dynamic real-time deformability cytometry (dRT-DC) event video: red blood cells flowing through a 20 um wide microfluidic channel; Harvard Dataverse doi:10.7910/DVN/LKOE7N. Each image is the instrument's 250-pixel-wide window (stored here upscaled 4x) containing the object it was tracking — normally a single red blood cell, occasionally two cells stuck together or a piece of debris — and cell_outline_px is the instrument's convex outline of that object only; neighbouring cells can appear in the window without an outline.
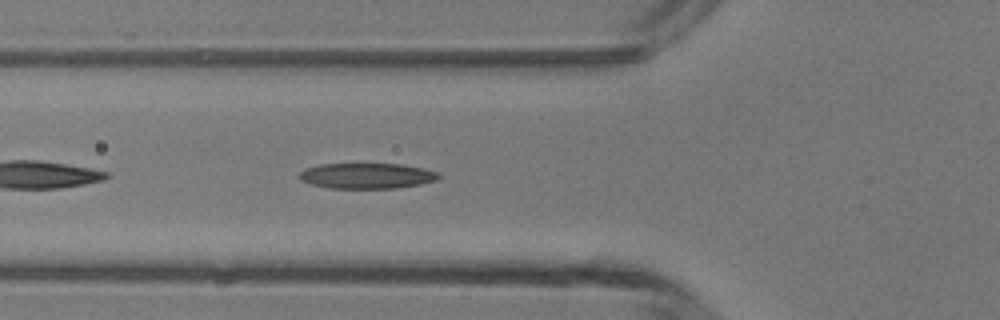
{"species": "common noctule bat (a hibernating species)", "species_latin": "Nyctalus noctula", "temperature_condition": "room temperature", "stored_images_in_passage": 29, "camera_frame_rate_fps": 3000, "um_per_image_px": 0.085, "animal": {"sex": "male", "body_mass_g": 13.3}, "frame": {"image": 1, "passage_image": 4, "time_ms": 1.0, "image_size_px": [1000, 320], "cell_outline_px": [[440, 176], [436, 180], [420, 184], [396, 188], [328, 188], [312, 184], [300, 180], [300, 172], [304, 168], [320, 164], [400, 164], [424, 168], [436, 172]], "centroid_in_image_um": [31.16, 14.94], "position_along_channel_um": 94.6, "area_um2": 20.63}}
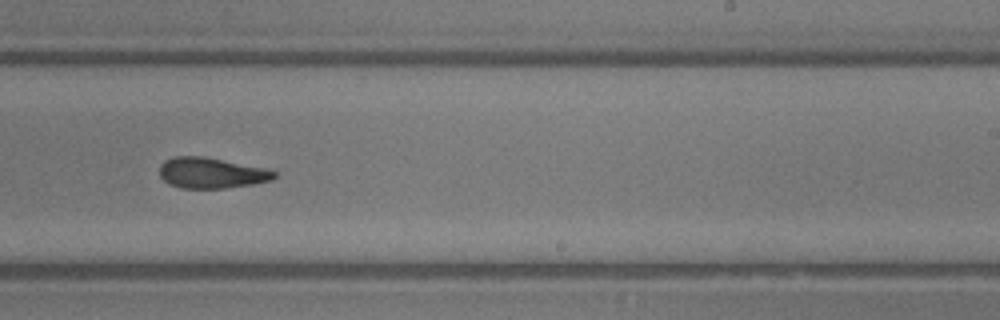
{"frame": {"image": 2, "passage_image": 16, "time_ms": 5.0, "image_size_px": [1000, 320], "cell_outline_px": [[276, 176], [268, 180], [252, 184], [224, 188], [180, 188], [168, 184], [160, 176], [160, 164], [164, 160], [172, 156], [204, 156], [264, 168], [276, 172]], "centroid_in_image_um": [17.89, 14.69], "position_along_channel_um": 271.1, "area_um2": 20.4}}
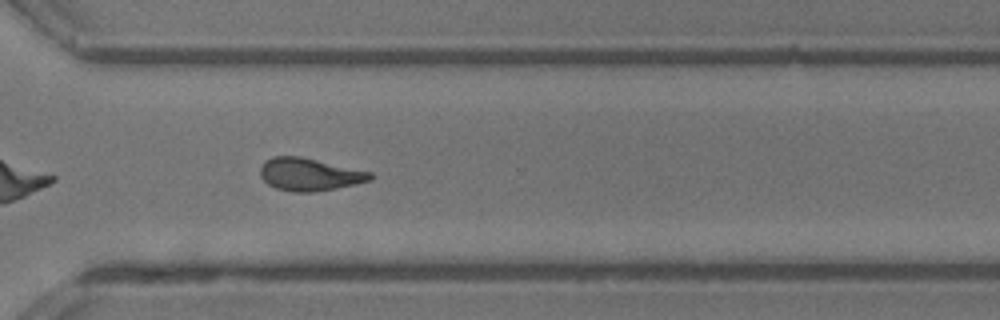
{"frame": {"image": 3, "passage_image": 21, "time_ms": 6.667, "image_size_px": [1000, 320], "cell_outline_px": [[372, 180], [356, 184], [336, 188], [312, 192], [292, 192], [276, 188], [268, 184], [260, 176], [260, 168], [264, 160], [272, 156], [300, 156], [372, 172]], "centroid_in_image_um": [26.28, 14.82], "position_along_channel_um": 344.3, "area_um2": 20.98}, "authors_computed_cell_mechanics": {"area_um2": 20.808, "velocity_mm_per_s": 4.3985, "shape_relaxation_time_tau1_ms": 4.8578, "shape_relaxation_time_tau2_ms": 2.9768, "deformation_change_tau1": 0.1822, "deformation_change_tau2": 0.128}}